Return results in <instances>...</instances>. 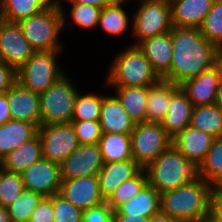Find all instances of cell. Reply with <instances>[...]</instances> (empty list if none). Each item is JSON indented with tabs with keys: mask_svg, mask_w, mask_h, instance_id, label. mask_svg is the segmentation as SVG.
Returning <instances> with one entry per match:
<instances>
[{
	"mask_svg": "<svg viewBox=\"0 0 222 222\" xmlns=\"http://www.w3.org/2000/svg\"><path fill=\"white\" fill-rule=\"evenodd\" d=\"M149 222H179L175 218H172L167 213H163L161 210L149 218Z\"/></svg>",
	"mask_w": 222,
	"mask_h": 222,
	"instance_id": "c3c4849f",
	"label": "cell"
},
{
	"mask_svg": "<svg viewBox=\"0 0 222 222\" xmlns=\"http://www.w3.org/2000/svg\"><path fill=\"white\" fill-rule=\"evenodd\" d=\"M137 46L149 60L152 69L160 78L170 70L173 54L170 31L144 39Z\"/></svg>",
	"mask_w": 222,
	"mask_h": 222,
	"instance_id": "7402d4cb",
	"label": "cell"
},
{
	"mask_svg": "<svg viewBox=\"0 0 222 222\" xmlns=\"http://www.w3.org/2000/svg\"><path fill=\"white\" fill-rule=\"evenodd\" d=\"M214 139L213 135L188 126L172 139V144L188 160L201 164Z\"/></svg>",
	"mask_w": 222,
	"mask_h": 222,
	"instance_id": "d6986e66",
	"label": "cell"
},
{
	"mask_svg": "<svg viewBox=\"0 0 222 222\" xmlns=\"http://www.w3.org/2000/svg\"><path fill=\"white\" fill-rule=\"evenodd\" d=\"M212 222H222V190L216 189L210 198L209 216Z\"/></svg>",
	"mask_w": 222,
	"mask_h": 222,
	"instance_id": "7bdbcfd3",
	"label": "cell"
},
{
	"mask_svg": "<svg viewBox=\"0 0 222 222\" xmlns=\"http://www.w3.org/2000/svg\"><path fill=\"white\" fill-rule=\"evenodd\" d=\"M172 60L170 70L161 78L181 85L214 65L218 49L199 28L176 27L171 31Z\"/></svg>",
	"mask_w": 222,
	"mask_h": 222,
	"instance_id": "6da1fadb",
	"label": "cell"
},
{
	"mask_svg": "<svg viewBox=\"0 0 222 222\" xmlns=\"http://www.w3.org/2000/svg\"><path fill=\"white\" fill-rule=\"evenodd\" d=\"M190 126L214 137L222 136V109L216 104L195 106Z\"/></svg>",
	"mask_w": 222,
	"mask_h": 222,
	"instance_id": "f546056e",
	"label": "cell"
},
{
	"mask_svg": "<svg viewBox=\"0 0 222 222\" xmlns=\"http://www.w3.org/2000/svg\"><path fill=\"white\" fill-rule=\"evenodd\" d=\"M3 3H4V0H0V9L3 8Z\"/></svg>",
	"mask_w": 222,
	"mask_h": 222,
	"instance_id": "db71d44e",
	"label": "cell"
},
{
	"mask_svg": "<svg viewBox=\"0 0 222 222\" xmlns=\"http://www.w3.org/2000/svg\"><path fill=\"white\" fill-rule=\"evenodd\" d=\"M24 189L21 173L10 172L0 167V206L7 208Z\"/></svg>",
	"mask_w": 222,
	"mask_h": 222,
	"instance_id": "8d00e7d4",
	"label": "cell"
},
{
	"mask_svg": "<svg viewBox=\"0 0 222 222\" xmlns=\"http://www.w3.org/2000/svg\"><path fill=\"white\" fill-rule=\"evenodd\" d=\"M61 53L62 51L34 52L16 71L17 82L32 92H44L65 75L57 61Z\"/></svg>",
	"mask_w": 222,
	"mask_h": 222,
	"instance_id": "8992f818",
	"label": "cell"
},
{
	"mask_svg": "<svg viewBox=\"0 0 222 222\" xmlns=\"http://www.w3.org/2000/svg\"><path fill=\"white\" fill-rule=\"evenodd\" d=\"M56 0H4L3 16L7 22L18 23L51 6Z\"/></svg>",
	"mask_w": 222,
	"mask_h": 222,
	"instance_id": "4dcf8cb0",
	"label": "cell"
},
{
	"mask_svg": "<svg viewBox=\"0 0 222 222\" xmlns=\"http://www.w3.org/2000/svg\"><path fill=\"white\" fill-rule=\"evenodd\" d=\"M28 222H54L52 196L44 197L33 210Z\"/></svg>",
	"mask_w": 222,
	"mask_h": 222,
	"instance_id": "60d3db41",
	"label": "cell"
},
{
	"mask_svg": "<svg viewBox=\"0 0 222 222\" xmlns=\"http://www.w3.org/2000/svg\"><path fill=\"white\" fill-rule=\"evenodd\" d=\"M216 189L204 179L189 182L160 194V210L179 222H202L209 216V204Z\"/></svg>",
	"mask_w": 222,
	"mask_h": 222,
	"instance_id": "7a4b0ae2",
	"label": "cell"
},
{
	"mask_svg": "<svg viewBox=\"0 0 222 222\" xmlns=\"http://www.w3.org/2000/svg\"><path fill=\"white\" fill-rule=\"evenodd\" d=\"M160 206V193L147 184L134 197L121 204L116 211L121 215L150 218L160 211Z\"/></svg>",
	"mask_w": 222,
	"mask_h": 222,
	"instance_id": "484cf974",
	"label": "cell"
},
{
	"mask_svg": "<svg viewBox=\"0 0 222 222\" xmlns=\"http://www.w3.org/2000/svg\"><path fill=\"white\" fill-rule=\"evenodd\" d=\"M202 222H212V221L209 218H206Z\"/></svg>",
	"mask_w": 222,
	"mask_h": 222,
	"instance_id": "11a10c76",
	"label": "cell"
},
{
	"mask_svg": "<svg viewBox=\"0 0 222 222\" xmlns=\"http://www.w3.org/2000/svg\"><path fill=\"white\" fill-rule=\"evenodd\" d=\"M59 194L82 211L106 202L97 175L62 180Z\"/></svg>",
	"mask_w": 222,
	"mask_h": 222,
	"instance_id": "5bb4252c",
	"label": "cell"
},
{
	"mask_svg": "<svg viewBox=\"0 0 222 222\" xmlns=\"http://www.w3.org/2000/svg\"><path fill=\"white\" fill-rule=\"evenodd\" d=\"M11 119L40 126V94L21 86L17 81L7 90Z\"/></svg>",
	"mask_w": 222,
	"mask_h": 222,
	"instance_id": "9a60e30c",
	"label": "cell"
},
{
	"mask_svg": "<svg viewBox=\"0 0 222 222\" xmlns=\"http://www.w3.org/2000/svg\"><path fill=\"white\" fill-rule=\"evenodd\" d=\"M201 34L217 48H222V0H214L200 26Z\"/></svg>",
	"mask_w": 222,
	"mask_h": 222,
	"instance_id": "d590c367",
	"label": "cell"
},
{
	"mask_svg": "<svg viewBox=\"0 0 222 222\" xmlns=\"http://www.w3.org/2000/svg\"><path fill=\"white\" fill-rule=\"evenodd\" d=\"M178 86L171 81L160 79L148 86L146 106L147 122L161 123L168 112L172 91Z\"/></svg>",
	"mask_w": 222,
	"mask_h": 222,
	"instance_id": "d4e9b609",
	"label": "cell"
},
{
	"mask_svg": "<svg viewBox=\"0 0 222 222\" xmlns=\"http://www.w3.org/2000/svg\"><path fill=\"white\" fill-rule=\"evenodd\" d=\"M215 104L222 109V81L218 85Z\"/></svg>",
	"mask_w": 222,
	"mask_h": 222,
	"instance_id": "816d5d0a",
	"label": "cell"
},
{
	"mask_svg": "<svg viewBox=\"0 0 222 222\" xmlns=\"http://www.w3.org/2000/svg\"><path fill=\"white\" fill-rule=\"evenodd\" d=\"M193 108L186 92L178 85L172 91L168 112L161 122L162 127L172 139L190 126Z\"/></svg>",
	"mask_w": 222,
	"mask_h": 222,
	"instance_id": "e0dca14e",
	"label": "cell"
},
{
	"mask_svg": "<svg viewBox=\"0 0 222 222\" xmlns=\"http://www.w3.org/2000/svg\"><path fill=\"white\" fill-rule=\"evenodd\" d=\"M43 198L39 193L24 189L15 202L7 207L11 222H28Z\"/></svg>",
	"mask_w": 222,
	"mask_h": 222,
	"instance_id": "836d02e7",
	"label": "cell"
},
{
	"mask_svg": "<svg viewBox=\"0 0 222 222\" xmlns=\"http://www.w3.org/2000/svg\"><path fill=\"white\" fill-rule=\"evenodd\" d=\"M148 184L147 173L142 168L134 177L123 182L110 196L106 203L115 211L121 204L134 197Z\"/></svg>",
	"mask_w": 222,
	"mask_h": 222,
	"instance_id": "e575fe53",
	"label": "cell"
},
{
	"mask_svg": "<svg viewBox=\"0 0 222 222\" xmlns=\"http://www.w3.org/2000/svg\"><path fill=\"white\" fill-rule=\"evenodd\" d=\"M34 52L18 23L4 21L0 25V61L17 71Z\"/></svg>",
	"mask_w": 222,
	"mask_h": 222,
	"instance_id": "4fadbf2b",
	"label": "cell"
},
{
	"mask_svg": "<svg viewBox=\"0 0 222 222\" xmlns=\"http://www.w3.org/2000/svg\"><path fill=\"white\" fill-rule=\"evenodd\" d=\"M214 0H169L171 23L176 27L200 28Z\"/></svg>",
	"mask_w": 222,
	"mask_h": 222,
	"instance_id": "ffe728a7",
	"label": "cell"
},
{
	"mask_svg": "<svg viewBox=\"0 0 222 222\" xmlns=\"http://www.w3.org/2000/svg\"><path fill=\"white\" fill-rule=\"evenodd\" d=\"M103 98L104 95L101 94L91 92L84 95L79 91L75 99L72 121H99Z\"/></svg>",
	"mask_w": 222,
	"mask_h": 222,
	"instance_id": "d6a6232c",
	"label": "cell"
},
{
	"mask_svg": "<svg viewBox=\"0 0 222 222\" xmlns=\"http://www.w3.org/2000/svg\"><path fill=\"white\" fill-rule=\"evenodd\" d=\"M104 161L99 144H79V146L60 163L61 179L69 180L83 176L98 175Z\"/></svg>",
	"mask_w": 222,
	"mask_h": 222,
	"instance_id": "8fae6325",
	"label": "cell"
},
{
	"mask_svg": "<svg viewBox=\"0 0 222 222\" xmlns=\"http://www.w3.org/2000/svg\"><path fill=\"white\" fill-rule=\"evenodd\" d=\"M124 49L110 64L104 87H146L161 79L137 45L130 44Z\"/></svg>",
	"mask_w": 222,
	"mask_h": 222,
	"instance_id": "5b68a950",
	"label": "cell"
},
{
	"mask_svg": "<svg viewBox=\"0 0 222 222\" xmlns=\"http://www.w3.org/2000/svg\"><path fill=\"white\" fill-rule=\"evenodd\" d=\"M37 134L41 140L43 158L58 164L79 146L71 122L40 125Z\"/></svg>",
	"mask_w": 222,
	"mask_h": 222,
	"instance_id": "30bf717a",
	"label": "cell"
},
{
	"mask_svg": "<svg viewBox=\"0 0 222 222\" xmlns=\"http://www.w3.org/2000/svg\"><path fill=\"white\" fill-rule=\"evenodd\" d=\"M113 210L105 202L83 211V222H112Z\"/></svg>",
	"mask_w": 222,
	"mask_h": 222,
	"instance_id": "b9f144b4",
	"label": "cell"
},
{
	"mask_svg": "<svg viewBox=\"0 0 222 222\" xmlns=\"http://www.w3.org/2000/svg\"><path fill=\"white\" fill-rule=\"evenodd\" d=\"M140 5L133 14L132 31L137 45L144 39L165 34L172 29L169 0H138Z\"/></svg>",
	"mask_w": 222,
	"mask_h": 222,
	"instance_id": "ba28073f",
	"label": "cell"
},
{
	"mask_svg": "<svg viewBox=\"0 0 222 222\" xmlns=\"http://www.w3.org/2000/svg\"><path fill=\"white\" fill-rule=\"evenodd\" d=\"M99 122L102 133L131 134L136 125L115 95H104Z\"/></svg>",
	"mask_w": 222,
	"mask_h": 222,
	"instance_id": "44dd1931",
	"label": "cell"
},
{
	"mask_svg": "<svg viewBox=\"0 0 222 222\" xmlns=\"http://www.w3.org/2000/svg\"><path fill=\"white\" fill-rule=\"evenodd\" d=\"M144 170L147 173L148 184L160 194L189 182L202 180L200 164L188 160L173 144L164 150L156 160L148 164Z\"/></svg>",
	"mask_w": 222,
	"mask_h": 222,
	"instance_id": "3957f363",
	"label": "cell"
},
{
	"mask_svg": "<svg viewBox=\"0 0 222 222\" xmlns=\"http://www.w3.org/2000/svg\"><path fill=\"white\" fill-rule=\"evenodd\" d=\"M201 175L215 189L222 188V136L215 137L204 161L200 164Z\"/></svg>",
	"mask_w": 222,
	"mask_h": 222,
	"instance_id": "1f68e13d",
	"label": "cell"
},
{
	"mask_svg": "<svg viewBox=\"0 0 222 222\" xmlns=\"http://www.w3.org/2000/svg\"><path fill=\"white\" fill-rule=\"evenodd\" d=\"M38 133L35 124L9 120L0 125V161L19 145L30 141Z\"/></svg>",
	"mask_w": 222,
	"mask_h": 222,
	"instance_id": "603a6c76",
	"label": "cell"
},
{
	"mask_svg": "<svg viewBox=\"0 0 222 222\" xmlns=\"http://www.w3.org/2000/svg\"><path fill=\"white\" fill-rule=\"evenodd\" d=\"M79 144H98L102 135L99 121H71Z\"/></svg>",
	"mask_w": 222,
	"mask_h": 222,
	"instance_id": "ab89813d",
	"label": "cell"
},
{
	"mask_svg": "<svg viewBox=\"0 0 222 222\" xmlns=\"http://www.w3.org/2000/svg\"><path fill=\"white\" fill-rule=\"evenodd\" d=\"M71 6L69 15L71 21L82 29H93L99 23L102 8L79 3H69Z\"/></svg>",
	"mask_w": 222,
	"mask_h": 222,
	"instance_id": "74e56055",
	"label": "cell"
},
{
	"mask_svg": "<svg viewBox=\"0 0 222 222\" xmlns=\"http://www.w3.org/2000/svg\"><path fill=\"white\" fill-rule=\"evenodd\" d=\"M141 169L134 159L104 163L97 175L104 200L107 201L123 182L134 177Z\"/></svg>",
	"mask_w": 222,
	"mask_h": 222,
	"instance_id": "ac0fdd59",
	"label": "cell"
},
{
	"mask_svg": "<svg viewBox=\"0 0 222 222\" xmlns=\"http://www.w3.org/2000/svg\"><path fill=\"white\" fill-rule=\"evenodd\" d=\"M42 157V144L37 134L30 141L8 153L1 160V168L10 172L22 173Z\"/></svg>",
	"mask_w": 222,
	"mask_h": 222,
	"instance_id": "cb8c5ba5",
	"label": "cell"
},
{
	"mask_svg": "<svg viewBox=\"0 0 222 222\" xmlns=\"http://www.w3.org/2000/svg\"><path fill=\"white\" fill-rule=\"evenodd\" d=\"M133 159L145 168L172 144L161 123H137L130 134Z\"/></svg>",
	"mask_w": 222,
	"mask_h": 222,
	"instance_id": "9c48e42d",
	"label": "cell"
},
{
	"mask_svg": "<svg viewBox=\"0 0 222 222\" xmlns=\"http://www.w3.org/2000/svg\"><path fill=\"white\" fill-rule=\"evenodd\" d=\"M219 83L217 70L212 66L197 77L185 80L180 87L195 107L215 104Z\"/></svg>",
	"mask_w": 222,
	"mask_h": 222,
	"instance_id": "2e32d148",
	"label": "cell"
},
{
	"mask_svg": "<svg viewBox=\"0 0 222 222\" xmlns=\"http://www.w3.org/2000/svg\"><path fill=\"white\" fill-rule=\"evenodd\" d=\"M55 1L48 8L18 22L25 39L37 51H63L59 36L64 30L66 12Z\"/></svg>",
	"mask_w": 222,
	"mask_h": 222,
	"instance_id": "277c9868",
	"label": "cell"
},
{
	"mask_svg": "<svg viewBox=\"0 0 222 222\" xmlns=\"http://www.w3.org/2000/svg\"><path fill=\"white\" fill-rule=\"evenodd\" d=\"M69 78L65 74L56 83L40 93V125L72 121L75 99L79 89Z\"/></svg>",
	"mask_w": 222,
	"mask_h": 222,
	"instance_id": "52a82bcc",
	"label": "cell"
},
{
	"mask_svg": "<svg viewBox=\"0 0 222 222\" xmlns=\"http://www.w3.org/2000/svg\"><path fill=\"white\" fill-rule=\"evenodd\" d=\"M0 222H11L7 208L0 206Z\"/></svg>",
	"mask_w": 222,
	"mask_h": 222,
	"instance_id": "f907efd6",
	"label": "cell"
},
{
	"mask_svg": "<svg viewBox=\"0 0 222 222\" xmlns=\"http://www.w3.org/2000/svg\"><path fill=\"white\" fill-rule=\"evenodd\" d=\"M98 144L104 163L133 159L130 134L102 133Z\"/></svg>",
	"mask_w": 222,
	"mask_h": 222,
	"instance_id": "83f0119b",
	"label": "cell"
},
{
	"mask_svg": "<svg viewBox=\"0 0 222 222\" xmlns=\"http://www.w3.org/2000/svg\"><path fill=\"white\" fill-rule=\"evenodd\" d=\"M8 107L7 91L0 92V125L11 120V113Z\"/></svg>",
	"mask_w": 222,
	"mask_h": 222,
	"instance_id": "f6af8a7d",
	"label": "cell"
},
{
	"mask_svg": "<svg viewBox=\"0 0 222 222\" xmlns=\"http://www.w3.org/2000/svg\"><path fill=\"white\" fill-rule=\"evenodd\" d=\"M112 222H149V218L121 215L115 210L113 211Z\"/></svg>",
	"mask_w": 222,
	"mask_h": 222,
	"instance_id": "7dc6e473",
	"label": "cell"
},
{
	"mask_svg": "<svg viewBox=\"0 0 222 222\" xmlns=\"http://www.w3.org/2000/svg\"><path fill=\"white\" fill-rule=\"evenodd\" d=\"M126 2L128 3V1L114 0L101 10L98 25H100L106 34L121 36L132 26L130 25L132 23H129L131 22L130 18L123 8Z\"/></svg>",
	"mask_w": 222,
	"mask_h": 222,
	"instance_id": "f1b7e54d",
	"label": "cell"
},
{
	"mask_svg": "<svg viewBox=\"0 0 222 222\" xmlns=\"http://www.w3.org/2000/svg\"><path fill=\"white\" fill-rule=\"evenodd\" d=\"M52 204L54 222H83V211L66 200L61 194L52 195Z\"/></svg>",
	"mask_w": 222,
	"mask_h": 222,
	"instance_id": "f35d334b",
	"label": "cell"
},
{
	"mask_svg": "<svg viewBox=\"0 0 222 222\" xmlns=\"http://www.w3.org/2000/svg\"><path fill=\"white\" fill-rule=\"evenodd\" d=\"M4 16H3V12L2 9H0V25L4 22Z\"/></svg>",
	"mask_w": 222,
	"mask_h": 222,
	"instance_id": "f5cc1de1",
	"label": "cell"
},
{
	"mask_svg": "<svg viewBox=\"0 0 222 222\" xmlns=\"http://www.w3.org/2000/svg\"><path fill=\"white\" fill-rule=\"evenodd\" d=\"M26 190L52 196L59 193L61 179L60 164L41 158L21 173Z\"/></svg>",
	"mask_w": 222,
	"mask_h": 222,
	"instance_id": "7c38bea8",
	"label": "cell"
},
{
	"mask_svg": "<svg viewBox=\"0 0 222 222\" xmlns=\"http://www.w3.org/2000/svg\"><path fill=\"white\" fill-rule=\"evenodd\" d=\"M213 66L217 70L220 81H222V48L216 50Z\"/></svg>",
	"mask_w": 222,
	"mask_h": 222,
	"instance_id": "681fc988",
	"label": "cell"
},
{
	"mask_svg": "<svg viewBox=\"0 0 222 222\" xmlns=\"http://www.w3.org/2000/svg\"><path fill=\"white\" fill-rule=\"evenodd\" d=\"M56 1L58 2V4H62V2L79 3V4L92 5L103 9L105 6L111 4L114 0H56Z\"/></svg>",
	"mask_w": 222,
	"mask_h": 222,
	"instance_id": "bcb514c9",
	"label": "cell"
},
{
	"mask_svg": "<svg viewBox=\"0 0 222 222\" xmlns=\"http://www.w3.org/2000/svg\"><path fill=\"white\" fill-rule=\"evenodd\" d=\"M16 81V70L0 61V92H6Z\"/></svg>",
	"mask_w": 222,
	"mask_h": 222,
	"instance_id": "ee69618b",
	"label": "cell"
},
{
	"mask_svg": "<svg viewBox=\"0 0 222 222\" xmlns=\"http://www.w3.org/2000/svg\"><path fill=\"white\" fill-rule=\"evenodd\" d=\"M114 90L120 104L136 124L147 122L148 86L114 87Z\"/></svg>",
	"mask_w": 222,
	"mask_h": 222,
	"instance_id": "4316f807",
	"label": "cell"
}]
</instances>
